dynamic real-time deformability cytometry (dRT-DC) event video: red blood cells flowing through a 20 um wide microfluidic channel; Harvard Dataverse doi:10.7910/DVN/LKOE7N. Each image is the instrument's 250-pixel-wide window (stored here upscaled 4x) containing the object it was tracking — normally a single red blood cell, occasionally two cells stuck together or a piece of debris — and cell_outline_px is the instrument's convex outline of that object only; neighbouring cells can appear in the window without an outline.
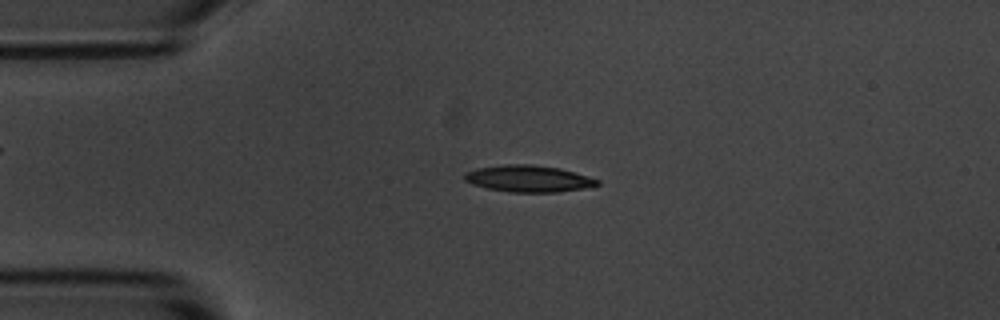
{"species": "common noctule bat (a hibernating species)", "species_latin": "Nyctalus noctula", "temperature_condition": "room temperature", "stored_images_in_passage": 48, "camera_frame_rate_fps": 3000, "um_per_image_px": 0.085, "animal": {"sex": "male", "body_mass_g": 20.1, "forearm_length_mm": 53.5}, "frame": {"image": 1, "passage_image": 6, "time_ms": 1.667, "image_size_px": [1000, 320], "cell_outline_px": [[600, 184], [584, 188], [556, 192], [508, 192], [488, 188], [472, 184], [464, 180], [464, 176], [468, 172], [476, 168], [504, 164], [532, 164], [560, 168], [576, 172], [600, 180]], "centroid_in_image_um": [44.94, 15.18], "position_along_channel_um": 40.1, "area_um2": 20.63}}
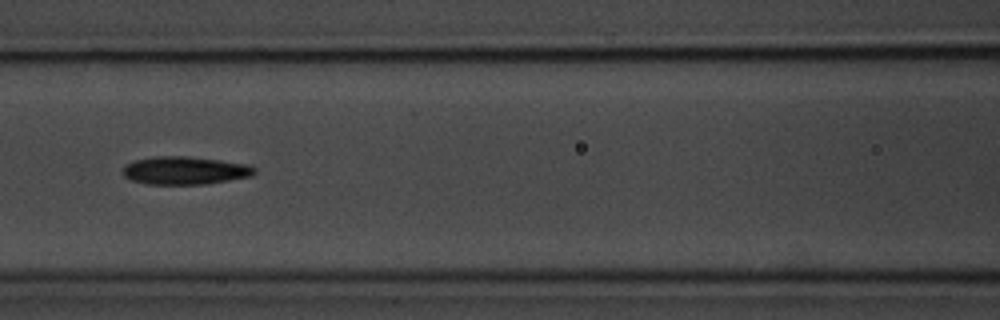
{"frame": {"image": 2, "passage_image": 17, "time_ms": 5.333, "image_size_px": [1000, 320], "cell_outline_px": [[256, 172], [252, 176], [204, 184], [148, 184], [132, 180], [124, 176], [124, 168], [128, 164], [136, 160], [152, 156], [184, 156], [220, 160], [248, 164], [256, 168]], "centroid_in_image_um": [15.75, 14.49], "position_along_channel_um": 150.8, "area_um2": 21.27}}
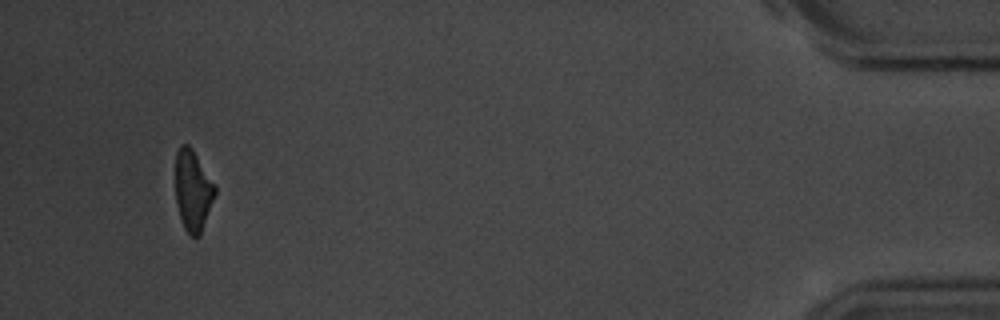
{"frame": {"image": 3, "passage_image": 45, "time_ms": 14.667, "image_size_px": [1000, 320], "cell_outline_px": [[216, 192], [200, 236], [188, 236], [180, 220], [176, 200], [176, 152], [180, 144], [188, 144], [192, 148], [216, 184]], "centroid_in_image_um": [16.4, 16.19], "position_along_channel_um": 418.8, "area_um2": 18.84}, "authors_computed_cell_mechanics": {"area_um2": 20.4034, "velocity_mm_per_s": 3.6748, "shape_relaxation_time_tau1_ms": 3.4502, "shape_relaxation_time_tau2_ms": 10.4068, "deformation_change_tau1": 0.1363, "deformation_change_tau2": 0.2175}}